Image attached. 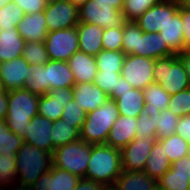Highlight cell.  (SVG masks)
Segmentation results:
<instances>
[{
    "label": "cell",
    "instance_id": "obj_1",
    "mask_svg": "<svg viewBox=\"0 0 190 190\" xmlns=\"http://www.w3.org/2000/svg\"><path fill=\"white\" fill-rule=\"evenodd\" d=\"M17 190H27L53 166L52 153L23 143L16 152Z\"/></svg>",
    "mask_w": 190,
    "mask_h": 190
},
{
    "label": "cell",
    "instance_id": "obj_2",
    "mask_svg": "<svg viewBox=\"0 0 190 190\" xmlns=\"http://www.w3.org/2000/svg\"><path fill=\"white\" fill-rule=\"evenodd\" d=\"M123 171L120 149L106 144L92 145L85 178L112 188Z\"/></svg>",
    "mask_w": 190,
    "mask_h": 190
},
{
    "label": "cell",
    "instance_id": "obj_3",
    "mask_svg": "<svg viewBox=\"0 0 190 190\" xmlns=\"http://www.w3.org/2000/svg\"><path fill=\"white\" fill-rule=\"evenodd\" d=\"M39 97L26 88L8 91V113L5 121L13 133L22 137L25 135L28 124L38 115Z\"/></svg>",
    "mask_w": 190,
    "mask_h": 190
},
{
    "label": "cell",
    "instance_id": "obj_4",
    "mask_svg": "<svg viewBox=\"0 0 190 190\" xmlns=\"http://www.w3.org/2000/svg\"><path fill=\"white\" fill-rule=\"evenodd\" d=\"M119 116L115 101L109 98L99 108L87 113L80 139L91 145L106 144L110 129Z\"/></svg>",
    "mask_w": 190,
    "mask_h": 190
},
{
    "label": "cell",
    "instance_id": "obj_5",
    "mask_svg": "<svg viewBox=\"0 0 190 190\" xmlns=\"http://www.w3.org/2000/svg\"><path fill=\"white\" fill-rule=\"evenodd\" d=\"M92 145L82 139L56 148L52 154L53 166L85 178Z\"/></svg>",
    "mask_w": 190,
    "mask_h": 190
},
{
    "label": "cell",
    "instance_id": "obj_6",
    "mask_svg": "<svg viewBox=\"0 0 190 190\" xmlns=\"http://www.w3.org/2000/svg\"><path fill=\"white\" fill-rule=\"evenodd\" d=\"M153 74L154 83L160 84L170 95L190 87L183 62L178 54L156 59Z\"/></svg>",
    "mask_w": 190,
    "mask_h": 190
},
{
    "label": "cell",
    "instance_id": "obj_7",
    "mask_svg": "<svg viewBox=\"0 0 190 190\" xmlns=\"http://www.w3.org/2000/svg\"><path fill=\"white\" fill-rule=\"evenodd\" d=\"M79 22L95 24L100 27H123L126 22L121 11L113 8V4L97 3L96 0H88L79 7Z\"/></svg>",
    "mask_w": 190,
    "mask_h": 190
},
{
    "label": "cell",
    "instance_id": "obj_8",
    "mask_svg": "<svg viewBox=\"0 0 190 190\" xmlns=\"http://www.w3.org/2000/svg\"><path fill=\"white\" fill-rule=\"evenodd\" d=\"M44 43L50 60L67 62L79 51L77 26L48 32Z\"/></svg>",
    "mask_w": 190,
    "mask_h": 190
},
{
    "label": "cell",
    "instance_id": "obj_9",
    "mask_svg": "<svg viewBox=\"0 0 190 190\" xmlns=\"http://www.w3.org/2000/svg\"><path fill=\"white\" fill-rule=\"evenodd\" d=\"M154 63L155 60L137 56L126 55L121 70V76L136 89H145L149 84L154 83Z\"/></svg>",
    "mask_w": 190,
    "mask_h": 190
},
{
    "label": "cell",
    "instance_id": "obj_10",
    "mask_svg": "<svg viewBox=\"0 0 190 190\" xmlns=\"http://www.w3.org/2000/svg\"><path fill=\"white\" fill-rule=\"evenodd\" d=\"M179 11L178 0H161L155 6L147 9L136 21H134L142 31L154 33L161 32Z\"/></svg>",
    "mask_w": 190,
    "mask_h": 190
},
{
    "label": "cell",
    "instance_id": "obj_11",
    "mask_svg": "<svg viewBox=\"0 0 190 190\" xmlns=\"http://www.w3.org/2000/svg\"><path fill=\"white\" fill-rule=\"evenodd\" d=\"M79 8L69 0H54L46 5L44 15L48 32L75 27L79 23Z\"/></svg>",
    "mask_w": 190,
    "mask_h": 190
},
{
    "label": "cell",
    "instance_id": "obj_12",
    "mask_svg": "<svg viewBox=\"0 0 190 190\" xmlns=\"http://www.w3.org/2000/svg\"><path fill=\"white\" fill-rule=\"evenodd\" d=\"M156 140L155 137H136L127 146L121 148L123 170L143 171Z\"/></svg>",
    "mask_w": 190,
    "mask_h": 190
},
{
    "label": "cell",
    "instance_id": "obj_13",
    "mask_svg": "<svg viewBox=\"0 0 190 190\" xmlns=\"http://www.w3.org/2000/svg\"><path fill=\"white\" fill-rule=\"evenodd\" d=\"M72 87L56 89L39 97L38 115L50 121L61 119L64 107L73 100Z\"/></svg>",
    "mask_w": 190,
    "mask_h": 190
},
{
    "label": "cell",
    "instance_id": "obj_14",
    "mask_svg": "<svg viewBox=\"0 0 190 190\" xmlns=\"http://www.w3.org/2000/svg\"><path fill=\"white\" fill-rule=\"evenodd\" d=\"M157 184L159 190H190V155L174 161Z\"/></svg>",
    "mask_w": 190,
    "mask_h": 190
},
{
    "label": "cell",
    "instance_id": "obj_15",
    "mask_svg": "<svg viewBox=\"0 0 190 190\" xmlns=\"http://www.w3.org/2000/svg\"><path fill=\"white\" fill-rule=\"evenodd\" d=\"M135 55L151 59L166 58L174 55L168 48L166 42L158 32H144L137 25V42Z\"/></svg>",
    "mask_w": 190,
    "mask_h": 190
},
{
    "label": "cell",
    "instance_id": "obj_16",
    "mask_svg": "<svg viewBox=\"0 0 190 190\" xmlns=\"http://www.w3.org/2000/svg\"><path fill=\"white\" fill-rule=\"evenodd\" d=\"M52 127L53 121H50L41 115H37L32 118L25 129L23 141L27 144L38 147L40 150L48 151L53 154L55 148L53 147L50 136Z\"/></svg>",
    "mask_w": 190,
    "mask_h": 190
},
{
    "label": "cell",
    "instance_id": "obj_17",
    "mask_svg": "<svg viewBox=\"0 0 190 190\" xmlns=\"http://www.w3.org/2000/svg\"><path fill=\"white\" fill-rule=\"evenodd\" d=\"M29 73L30 64L23 56L0 63V80L6 91L24 88Z\"/></svg>",
    "mask_w": 190,
    "mask_h": 190
},
{
    "label": "cell",
    "instance_id": "obj_18",
    "mask_svg": "<svg viewBox=\"0 0 190 190\" xmlns=\"http://www.w3.org/2000/svg\"><path fill=\"white\" fill-rule=\"evenodd\" d=\"M79 179L77 175L52 166L27 190H74Z\"/></svg>",
    "mask_w": 190,
    "mask_h": 190
},
{
    "label": "cell",
    "instance_id": "obj_19",
    "mask_svg": "<svg viewBox=\"0 0 190 190\" xmlns=\"http://www.w3.org/2000/svg\"><path fill=\"white\" fill-rule=\"evenodd\" d=\"M138 120L130 116L120 115L112 125L106 145L121 149L136 138Z\"/></svg>",
    "mask_w": 190,
    "mask_h": 190
},
{
    "label": "cell",
    "instance_id": "obj_20",
    "mask_svg": "<svg viewBox=\"0 0 190 190\" xmlns=\"http://www.w3.org/2000/svg\"><path fill=\"white\" fill-rule=\"evenodd\" d=\"M72 89L73 99L86 111V113L99 108L109 99V96L94 83H75Z\"/></svg>",
    "mask_w": 190,
    "mask_h": 190
},
{
    "label": "cell",
    "instance_id": "obj_21",
    "mask_svg": "<svg viewBox=\"0 0 190 190\" xmlns=\"http://www.w3.org/2000/svg\"><path fill=\"white\" fill-rule=\"evenodd\" d=\"M17 29L25 42H45L48 28L44 11L26 14Z\"/></svg>",
    "mask_w": 190,
    "mask_h": 190
},
{
    "label": "cell",
    "instance_id": "obj_22",
    "mask_svg": "<svg viewBox=\"0 0 190 190\" xmlns=\"http://www.w3.org/2000/svg\"><path fill=\"white\" fill-rule=\"evenodd\" d=\"M76 26L79 41V51L96 56L103 50V27L81 22H79Z\"/></svg>",
    "mask_w": 190,
    "mask_h": 190
},
{
    "label": "cell",
    "instance_id": "obj_23",
    "mask_svg": "<svg viewBox=\"0 0 190 190\" xmlns=\"http://www.w3.org/2000/svg\"><path fill=\"white\" fill-rule=\"evenodd\" d=\"M67 63L74 75L75 83H94L98 71L95 56L77 51Z\"/></svg>",
    "mask_w": 190,
    "mask_h": 190
},
{
    "label": "cell",
    "instance_id": "obj_24",
    "mask_svg": "<svg viewBox=\"0 0 190 190\" xmlns=\"http://www.w3.org/2000/svg\"><path fill=\"white\" fill-rule=\"evenodd\" d=\"M157 180L143 171H125L117 177L112 190H156Z\"/></svg>",
    "mask_w": 190,
    "mask_h": 190
},
{
    "label": "cell",
    "instance_id": "obj_25",
    "mask_svg": "<svg viewBox=\"0 0 190 190\" xmlns=\"http://www.w3.org/2000/svg\"><path fill=\"white\" fill-rule=\"evenodd\" d=\"M46 77L50 91L73 87L75 84L74 75L65 61L49 60L46 63Z\"/></svg>",
    "mask_w": 190,
    "mask_h": 190
},
{
    "label": "cell",
    "instance_id": "obj_26",
    "mask_svg": "<svg viewBox=\"0 0 190 190\" xmlns=\"http://www.w3.org/2000/svg\"><path fill=\"white\" fill-rule=\"evenodd\" d=\"M24 44L17 28L0 31V63L22 56Z\"/></svg>",
    "mask_w": 190,
    "mask_h": 190
},
{
    "label": "cell",
    "instance_id": "obj_27",
    "mask_svg": "<svg viewBox=\"0 0 190 190\" xmlns=\"http://www.w3.org/2000/svg\"><path fill=\"white\" fill-rule=\"evenodd\" d=\"M119 114L137 118L144 112V94L142 89L132 88L130 91L119 93V98L114 100Z\"/></svg>",
    "mask_w": 190,
    "mask_h": 190
},
{
    "label": "cell",
    "instance_id": "obj_28",
    "mask_svg": "<svg viewBox=\"0 0 190 190\" xmlns=\"http://www.w3.org/2000/svg\"><path fill=\"white\" fill-rule=\"evenodd\" d=\"M143 94L145 101L144 112L149 116L160 114L161 111L168 108L171 95L160 84H149L143 89Z\"/></svg>",
    "mask_w": 190,
    "mask_h": 190
},
{
    "label": "cell",
    "instance_id": "obj_29",
    "mask_svg": "<svg viewBox=\"0 0 190 190\" xmlns=\"http://www.w3.org/2000/svg\"><path fill=\"white\" fill-rule=\"evenodd\" d=\"M159 33L174 54H179L184 50L183 23L179 11L170 17L166 26Z\"/></svg>",
    "mask_w": 190,
    "mask_h": 190
},
{
    "label": "cell",
    "instance_id": "obj_30",
    "mask_svg": "<svg viewBox=\"0 0 190 190\" xmlns=\"http://www.w3.org/2000/svg\"><path fill=\"white\" fill-rule=\"evenodd\" d=\"M171 164L162 144L156 140L145 163L144 171L150 177L158 180L171 168Z\"/></svg>",
    "mask_w": 190,
    "mask_h": 190
},
{
    "label": "cell",
    "instance_id": "obj_31",
    "mask_svg": "<svg viewBox=\"0 0 190 190\" xmlns=\"http://www.w3.org/2000/svg\"><path fill=\"white\" fill-rule=\"evenodd\" d=\"M16 154L0 153V190H17Z\"/></svg>",
    "mask_w": 190,
    "mask_h": 190
},
{
    "label": "cell",
    "instance_id": "obj_32",
    "mask_svg": "<svg viewBox=\"0 0 190 190\" xmlns=\"http://www.w3.org/2000/svg\"><path fill=\"white\" fill-rule=\"evenodd\" d=\"M53 147L56 149L80 138V131L62 119L53 122L50 132Z\"/></svg>",
    "mask_w": 190,
    "mask_h": 190
},
{
    "label": "cell",
    "instance_id": "obj_33",
    "mask_svg": "<svg viewBox=\"0 0 190 190\" xmlns=\"http://www.w3.org/2000/svg\"><path fill=\"white\" fill-rule=\"evenodd\" d=\"M157 140L162 144L165 154L171 163L190 155V144L178 134Z\"/></svg>",
    "mask_w": 190,
    "mask_h": 190
},
{
    "label": "cell",
    "instance_id": "obj_34",
    "mask_svg": "<svg viewBox=\"0 0 190 190\" xmlns=\"http://www.w3.org/2000/svg\"><path fill=\"white\" fill-rule=\"evenodd\" d=\"M24 88L39 96H43L50 92V87L47 84L46 64L30 65V73L25 82Z\"/></svg>",
    "mask_w": 190,
    "mask_h": 190
},
{
    "label": "cell",
    "instance_id": "obj_35",
    "mask_svg": "<svg viewBox=\"0 0 190 190\" xmlns=\"http://www.w3.org/2000/svg\"><path fill=\"white\" fill-rule=\"evenodd\" d=\"M123 51L102 50L95 56L98 71L121 72L125 60Z\"/></svg>",
    "mask_w": 190,
    "mask_h": 190
},
{
    "label": "cell",
    "instance_id": "obj_36",
    "mask_svg": "<svg viewBox=\"0 0 190 190\" xmlns=\"http://www.w3.org/2000/svg\"><path fill=\"white\" fill-rule=\"evenodd\" d=\"M23 143V137L13 133L5 120H0V153L16 154Z\"/></svg>",
    "mask_w": 190,
    "mask_h": 190
},
{
    "label": "cell",
    "instance_id": "obj_37",
    "mask_svg": "<svg viewBox=\"0 0 190 190\" xmlns=\"http://www.w3.org/2000/svg\"><path fill=\"white\" fill-rule=\"evenodd\" d=\"M25 13L15 2L11 1L0 8V31L17 28Z\"/></svg>",
    "mask_w": 190,
    "mask_h": 190
},
{
    "label": "cell",
    "instance_id": "obj_38",
    "mask_svg": "<svg viewBox=\"0 0 190 190\" xmlns=\"http://www.w3.org/2000/svg\"><path fill=\"white\" fill-rule=\"evenodd\" d=\"M22 56L30 65H45L50 60L44 42H25Z\"/></svg>",
    "mask_w": 190,
    "mask_h": 190
},
{
    "label": "cell",
    "instance_id": "obj_39",
    "mask_svg": "<svg viewBox=\"0 0 190 190\" xmlns=\"http://www.w3.org/2000/svg\"><path fill=\"white\" fill-rule=\"evenodd\" d=\"M161 0H124L122 13L126 21H136L147 9Z\"/></svg>",
    "mask_w": 190,
    "mask_h": 190
},
{
    "label": "cell",
    "instance_id": "obj_40",
    "mask_svg": "<svg viewBox=\"0 0 190 190\" xmlns=\"http://www.w3.org/2000/svg\"><path fill=\"white\" fill-rule=\"evenodd\" d=\"M180 117L172 113L168 108L161 111L156 125V139H161L175 134Z\"/></svg>",
    "mask_w": 190,
    "mask_h": 190
},
{
    "label": "cell",
    "instance_id": "obj_41",
    "mask_svg": "<svg viewBox=\"0 0 190 190\" xmlns=\"http://www.w3.org/2000/svg\"><path fill=\"white\" fill-rule=\"evenodd\" d=\"M168 109L177 115L183 117L190 114V87L181 92L171 95L168 102Z\"/></svg>",
    "mask_w": 190,
    "mask_h": 190
},
{
    "label": "cell",
    "instance_id": "obj_42",
    "mask_svg": "<svg viewBox=\"0 0 190 190\" xmlns=\"http://www.w3.org/2000/svg\"><path fill=\"white\" fill-rule=\"evenodd\" d=\"M86 115V111L73 99L64 107L61 119L80 131Z\"/></svg>",
    "mask_w": 190,
    "mask_h": 190
},
{
    "label": "cell",
    "instance_id": "obj_43",
    "mask_svg": "<svg viewBox=\"0 0 190 190\" xmlns=\"http://www.w3.org/2000/svg\"><path fill=\"white\" fill-rule=\"evenodd\" d=\"M123 27L106 28L103 32V50L123 51Z\"/></svg>",
    "mask_w": 190,
    "mask_h": 190
},
{
    "label": "cell",
    "instance_id": "obj_44",
    "mask_svg": "<svg viewBox=\"0 0 190 190\" xmlns=\"http://www.w3.org/2000/svg\"><path fill=\"white\" fill-rule=\"evenodd\" d=\"M121 72H104L97 71L94 84L98 86L109 97L117 90L118 81L120 80Z\"/></svg>",
    "mask_w": 190,
    "mask_h": 190
},
{
    "label": "cell",
    "instance_id": "obj_45",
    "mask_svg": "<svg viewBox=\"0 0 190 190\" xmlns=\"http://www.w3.org/2000/svg\"><path fill=\"white\" fill-rule=\"evenodd\" d=\"M138 125L136 127V137H155L156 138V125L159 120V114L149 116L147 113L142 112L138 117Z\"/></svg>",
    "mask_w": 190,
    "mask_h": 190
},
{
    "label": "cell",
    "instance_id": "obj_46",
    "mask_svg": "<svg viewBox=\"0 0 190 190\" xmlns=\"http://www.w3.org/2000/svg\"><path fill=\"white\" fill-rule=\"evenodd\" d=\"M123 52L125 55H135L137 42V24L134 21H126L123 25Z\"/></svg>",
    "mask_w": 190,
    "mask_h": 190
},
{
    "label": "cell",
    "instance_id": "obj_47",
    "mask_svg": "<svg viewBox=\"0 0 190 190\" xmlns=\"http://www.w3.org/2000/svg\"><path fill=\"white\" fill-rule=\"evenodd\" d=\"M23 9L26 14H34L39 11H44L47 3L43 0H12Z\"/></svg>",
    "mask_w": 190,
    "mask_h": 190
},
{
    "label": "cell",
    "instance_id": "obj_48",
    "mask_svg": "<svg viewBox=\"0 0 190 190\" xmlns=\"http://www.w3.org/2000/svg\"><path fill=\"white\" fill-rule=\"evenodd\" d=\"M179 13L183 23L184 49H190V11L179 6Z\"/></svg>",
    "mask_w": 190,
    "mask_h": 190
},
{
    "label": "cell",
    "instance_id": "obj_49",
    "mask_svg": "<svg viewBox=\"0 0 190 190\" xmlns=\"http://www.w3.org/2000/svg\"><path fill=\"white\" fill-rule=\"evenodd\" d=\"M175 134L183 137L190 144V114L180 117Z\"/></svg>",
    "mask_w": 190,
    "mask_h": 190
},
{
    "label": "cell",
    "instance_id": "obj_50",
    "mask_svg": "<svg viewBox=\"0 0 190 190\" xmlns=\"http://www.w3.org/2000/svg\"><path fill=\"white\" fill-rule=\"evenodd\" d=\"M102 184L96 183L93 180L80 178L74 190H106Z\"/></svg>",
    "mask_w": 190,
    "mask_h": 190
},
{
    "label": "cell",
    "instance_id": "obj_51",
    "mask_svg": "<svg viewBox=\"0 0 190 190\" xmlns=\"http://www.w3.org/2000/svg\"><path fill=\"white\" fill-rule=\"evenodd\" d=\"M8 113V91H0V120H5Z\"/></svg>",
    "mask_w": 190,
    "mask_h": 190
},
{
    "label": "cell",
    "instance_id": "obj_52",
    "mask_svg": "<svg viewBox=\"0 0 190 190\" xmlns=\"http://www.w3.org/2000/svg\"><path fill=\"white\" fill-rule=\"evenodd\" d=\"M132 85H130L122 76L118 81L117 90L109 97L112 100H116L119 98V93H124L125 91H130L132 89Z\"/></svg>",
    "mask_w": 190,
    "mask_h": 190
},
{
    "label": "cell",
    "instance_id": "obj_53",
    "mask_svg": "<svg viewBox=\"0 0 190 190\" xmlns=\"http://www.w3.org/2000/svg\"><path fill=\"white\" fill-rule=\"evenodd\" d=\"M178 56L183 62L185 72L190 84V49H184L181 53L178 54Z\"/></svg>",
    "mask_w": 190,
    "mask_h": 190
},
{
    "label": "cell",
    "instance_id": "obj_54",
    "mask_svg": "<svg viewBox=\"0 0 190 190\" xmlns=\"http://www.w3.org/2000/svg\"><path fill=\"white\" fill-rule=\"evenodd\" d=\"M97 3L113 4V8L122 12L124 0H96Z\"/></svg>",
    "mask_w": 190,
    "mask_h": 190
},
{
    "label": "cell",
    "instance_id": "obj_55",
    "mask_svg": "<svg viewBox=\"0 0 190 190\" xmlns=\"http://www.w3.org/2000/svg\"><path fill=\"white\" fill-rule=\"evenodd\" d=\"M178 3L182 9L190 11V0H178Z\"/></svg>",
    "mask_w": 190,
    "mask_h": 190
},
{
    "label": "cell",
    "instance_id": "obj_56",
    "mask_svg": "<svg viewBox=\"0 0 190 190\" xmlns=\"http://www.w3.org/2000/svg\"><path fill=\"white\" fill-rule=\"evenodd\" d=\"M73 5L77 6L78 8L84 5L88 0H69Z\"/></svg>",
    "mask_w": 190,
    "mask_h": 190
},
{
    "label": "cell",
    "instance_id": "obj_57",
    "mask_svg": "<svg viewBox=\"0 0 190 190\" xmlns=\"http://www.w3.org/2000/svg\"><path fill=\"white\" fill-rule=\"evenodd\" d=\"M12 0H0V8L5 6L7 3L11 2Z\"/></svg>",
    "mask_w": 190,
    "mask_h": 190
},
{
    "label": "cell",
    "instance_id": "obj_58",
    "mask_svg": "<svg viewBox=\"0 0 190 190\" xmlns=\"http://www.w3.org/2000/svg\"><path fill=\"white\" fill-rule=\"evenodd\" d=\"M45 3H51V2H53L54 0H43Z\"/></svg>",
    "mask_w": 190,
    "mask_h": 190
},
{
    "label": "cell",
    "instance_id": "obj_59",
    "mask_svg": "<svg viewBox=\"0 0 190 190\" xmlns=\"http://www.w3.org/2000/svg\"><path fill=\"white\" fill-rule=\"evenodd\" d=\"M4 88L2 86L1 80H0V91H2Z\"/></svg>",
    "mask_w": 190,
    "mask_h": 190
}]
</instances>
